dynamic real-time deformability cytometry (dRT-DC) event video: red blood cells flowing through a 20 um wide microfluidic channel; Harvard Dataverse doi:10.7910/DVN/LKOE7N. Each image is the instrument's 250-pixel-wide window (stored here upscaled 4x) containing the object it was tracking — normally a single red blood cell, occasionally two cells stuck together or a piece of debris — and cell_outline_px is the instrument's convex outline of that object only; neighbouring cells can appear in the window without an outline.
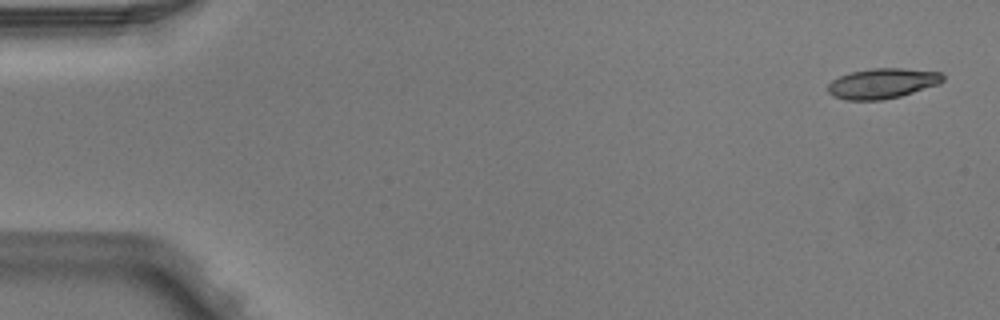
{"species": "Egyptian fruit bat (a non-hibernating species)", "species_latin": "Rousettus aegyptiacus", "temperature_condition": "warm", "stored_images_in_passage": 5, "segment_of_instrument_passage": [2, 2], "camera_frame_rate_fps": 3000, "um_per_image_px": 0.085, "animal": {"sex": "male"}, "frame": {"image": 1, "passage_image": 5, "time_ms": 1.333, "image_size_px": [1000, 320], "cell_outline_px": [[944, 80], [940, 84], [900, 96], [880, 100], [848, 100], [832, 96], [828, 92], [828, 84], [832, 80], [840, 76], [852, 72], [872, 68], [900, 68], [940, 72], [944, 76]], "centroid_in_image_um": [75.0, 7.09], "position_along_channel_um": 10.0, "area_um2": 20.17}}